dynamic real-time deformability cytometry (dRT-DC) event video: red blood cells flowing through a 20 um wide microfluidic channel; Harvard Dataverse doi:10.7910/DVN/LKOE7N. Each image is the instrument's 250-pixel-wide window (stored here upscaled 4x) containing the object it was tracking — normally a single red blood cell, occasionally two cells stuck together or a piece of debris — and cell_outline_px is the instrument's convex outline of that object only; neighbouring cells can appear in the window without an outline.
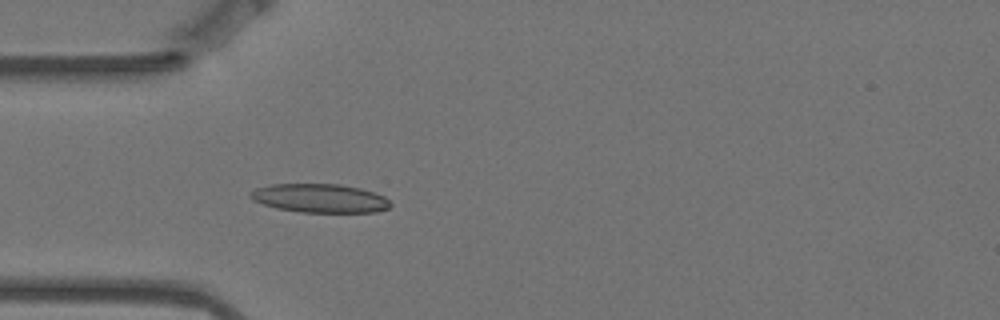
{"species": "Egyptian fruit bat (a non-hibernating species)", "species_latin": "Rousettus aegyptiacus", "temperature_condition": "warm", "stored_images_in_passage": 4, "camera_frame_rate_fps": 3000, "um_per_image_px": 0.085, "animal": {"sex": "female"}, "frame": {"image": 1, "passage_image": 4, "time_ms": 1.0, "image_size_px": [1000, 320], "cell_outline_px": [[392, 204], [388, 208], [376, 212], [300, 212], [276, 208], [252, 200], [248, 196], [248, 192], [256, 188], [272, 184], [340, 184], [360, 188], [384, 196]], "centroid_in_image_um": [27.16, 16.85], "position_along_channel_um": 57.8, "area_um2": 23.47}}